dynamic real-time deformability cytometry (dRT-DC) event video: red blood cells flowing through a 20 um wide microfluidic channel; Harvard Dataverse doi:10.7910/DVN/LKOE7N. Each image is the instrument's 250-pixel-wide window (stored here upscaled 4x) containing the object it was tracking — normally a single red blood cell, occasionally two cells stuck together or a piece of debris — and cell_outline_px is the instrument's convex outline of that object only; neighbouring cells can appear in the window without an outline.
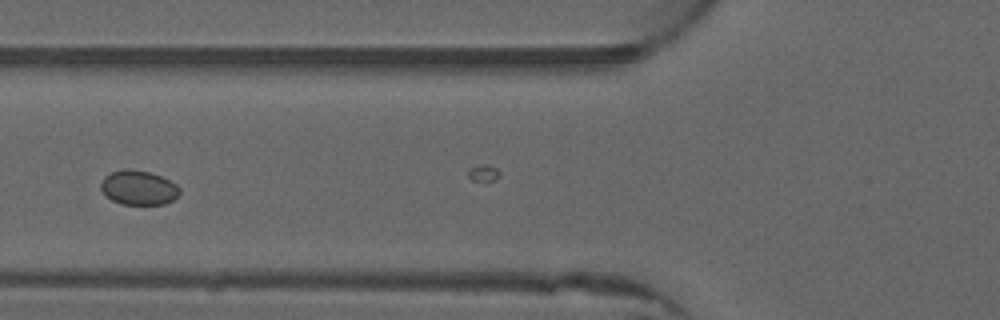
{"species": "common noctule bat (a hibernating species)", "species_latin": "Nyctalus noctula", "temperature_condition": "warm", "stored_images_in_passage": 6, "camera_frame_rate_fps": 3000, "um_per_image_px": 0.085, "animal": {"sex": "male", "forearm_length_mm": 52.5}, "frame": {"image": 1, "passage_image": 2, "time_ms": 0.333, "image_size_px": [1000, 320], "cell_outline_px": [[180, 196], [164, 204], [120, 204], [112, 200], [100, 188], [100, 184], [104, 176], [112, 172], [124, 168], [128, 168], [148, 172], [160, 176], [176, 184], [180, 188]], "centroid_in_image_um": [11.78, 15.95], "position_along_channel_um": 114.0, "area_um2": 15.78}}